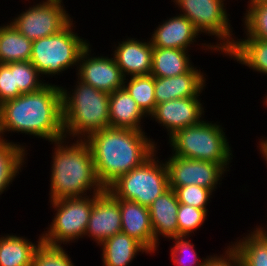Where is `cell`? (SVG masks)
Segmentation results:
<instances>
[{
  "instance_id": "6da1fadb",
  "label": "cell",
  "mask_w": 267,
  "mask_h": 266,
  "mask_svg": "<svg viewBox=\"0 0 267 266\" xmlns=\"http://www.w3.org/2000/svg\"><path fill=\"white\" fill-rule=\"evenodd\" d=\"M10 132L49 143L64 139L61 87L48 80L38 91L3 102L0 105V140L10 141L6 139V133Z\"/></svg>"
},
{
  "instance_id": "7a4b0ae2",
  "label": "cell",
  "mask_w": 267,
  "mask_h": 266,
  "mask_svg": "<svg viewBox=\"0 0 267 266\" xmlns=\"http://www.w3.org/2000/svg\"><path fill=\"white\" fill-rule=\"evenodd\" d=\"M146 134L134 129L107 127L84 140L90 148L97 178L105 189L156 151L157 142Z\"/></svg>"
},
{
  "instance_id": "3957f363",
  "label": "cell",
  "mask_w": 267,
  "mask_h": 266,
  "mask_svg": "<svg viewBox=\"0 0 267 266\" xmlns=\"http://www.w3.org/2000/svg\"><path fill=\"white\" fill-rule=\"evenodd\" d=\"M52 144L49 201L100 194L106 190L97 178L90 148L84 140L64 138Z\"/></svg>"
},
{
  "instance_id": "277c9868",
  "label": "cell",
  "mask_w": 267,
  "mask_h": 266,
  "mask_svg": "<svg viewBox=\"0 0 267 266\" xmlns=\"http://www.w3.org/2000/svg\"><path fill=\"white\" fill-rule=\"evenodd\" d=\"M74 88L61 87L64 136L85 140L89 135L109 127L110 93L95 89L77 79Z\"/></svg>"
},
{
  "instance_id": "5b68a950",
  "label": "cell",
  "mask_w": 267,
  "mask_h": 266,
  "mask_svg": "<svg viewBox=\"0 0 267 266\" xmlns=\"http://www.w3.org/2000/svg\"><path fill=\"white\" fill-rule=\"evenodd\" d=\"M219 123L204 119L198 124L177 131L168 138L167 144L172 155L220 164L229 172L233 150L224 132L225 128Z\"/></svg>"
},
{
  "instance_id": "8992f818",
  "label": "cell",
  "mask_w": 267,
  "mask_h": 266,
  "mask_svg": "<svg viewBox=\"0 0 267 266\" xmlns=\"http://www.w3.org/2000/svg\"><path fill=\"white\" fill-rule=\"evenodd\" d=\"M178 14L187 17L200 34L214 36L216 42L197 43L199 49L216 51L223 56L234 46L237 36L231 27L230 14L227 13L226 0H171ZM235 35V36H234Z\"/></svg>"
},
{
  "instance_id": "52a82bcc",
  "label": "cell",
  "mask_w": 267,
  "mask_h": 266,
  "mask_svg": "<svg viewBox=\"0 0 267 266\" xmlns=\"http://www.w3.org/2000/svg\"><path fill=\"white\" fill-rule=\"evenodd\" d=\"M73 21L60 32L33 41L30 62L42 78L55 77L70 68L77 70L79 57L90 42L75 32Z\"/></svg>"
},
{
  "instance_id": "ba28073f",
  "label": "cell",
  "mask_w": 267,
  "mask_h": 266,
  "mask_svg": "<svg viewBox=\"0 0 267 266\" xmlns=\"http://www.w3.org/2000/svg\"><path fill=\"white\" fill-rule=\"evenodd\" d=\"M159 147L140 166L119 176L106 190L115 199L134 201L149 207L169 189L168 170L165 161L158 157Z\"/></svg>"
},
{
  "instance_id": "9c48e42d",
  "label": "cell",
  "mask_w": 267,
  "mask_h": 266,
  "mask_svg": "<svg viewBox=\"0 0 267 266\" xmlns=\"http://www.w3.org/2000/svg\"><path fill=\"white\" fill-rule=\"evenodd\" d=\"M49 203L55 215L51 224L45 228L47 230L41 233L42 243L49 246H70V243L84 238L93 207V194L62 198Z\"/></svg>"
},
{
  "instance_id": "30bf717a",
  "label": "cell",
  "mask_w": 267,
  "mask_h": 266,
  "mask_svg": "<svg viewBox=\"0 0 267 266\" xmlns=\"http://www.w3.org/2000/svg\"><path fill=\"white\" fill-rule=\"evenodd\" d=\"M63 3V0L33 2V5L9 22L31 41L54 35L73 20Z\"/></svg>"
},
{
  "instance_id": "8fae6325",
  "label": "cell",
  "mask_w": 267,
  "mask_h": 266,
  "mask_svg": "<svg viewBox=\"0 0 267 266\" xmlns=\"http://www.w3.org/2000/svg\"><path fill=\"white\" fill-rule=\"evenodd\" d=\"M167 170L169 188L175 189L190 184L210 189L215 193L220 187L227 171L220 165L209 161L189 159L170 154L164 159ZM218 186V187H217Z\"/></svg>"
},
{
  "instance_id": "7c38bea8",
  "label": "cell",
  "mask_w": 267,
  "mask_h": 266,
  "mask_svg": "<svg viewBox=\"0 0 267 266\" xmlns=\"http://www.w3.org/2000/svg\"><path fill=\"white\" fill-rule=\"evenodd\" d=\"M91 48L93 47L89 44L79 57L76 79L108 93L123 88L125 77L117 66L115 58L109 55L103 56L104 54L96 56V53L92 54Z\"/></svg>"
},
{
  "instance_id": "4fadbf2b",
  "label": "cell",
  "mask_w": 267,
  "mask_h": 266,
  "mask_svg": "<svg viewBox=\"0 0 267 266\" xmlns=\"http://www.w3.org/2000/svg\"><path fill=\"white\" fill-rule=\"evenodd\" d=\"M201 100L200 97H187L157 104L148 119L155 120L170 138L177 131L204 120L206 109Z\"/></svg>"
},
{
  "instance_id": "5bb4252c",
  "label": "cell",
  "mask_w": 267,
  "mask_h": 266,
  "mask_svg": "<svg viewBox=\"0 0 267 266\" xmlns=\"http://www.w3.org/2000/svg\"><path fill=\"white\" fill-rule=\"evenodd\" d=\"M121 233V211L119 202L107 191L93 194L85 236L100 246L106 239Z\"/></svg>"
},
{
  "instance_id": "9a60e30c",
  "label": "cell",
  "mask_w": 267,
  "mask_h": 266,
  "mask_svg": "<svg viewBox=\"0 0 267 266\" xmlns=\"http://www.w3.org/2000/svg\"><path fill=\"white\" fill-rule=\"evenodd\" d=\"M117 44L114 42L111 56L115 58L125 78L150 75L152 68L153 47L150 38L141 40L128 37ZM114 48V49H113Z\"/></svg>"
},
{
  "instance_id": "2e32d148",
  "label": "cell",
  "mask_w": 267,
  "mask_h": 266,
  "mask_svg": "<svg viewBox=\"0 0 267 266\" xmlns=\"http://www.w3.org/2000/svg\"><path fill=\"white\" fill-rule=\"evenodd\" d=\"M152 34V35H151ZM152 47L174 48L190 51L199 40L200 33L185 16L176 14L162 20L150 33Z\"/></svg>"
},
{
  "instance_id": "e0dca14e",
  "label": "cell",
  "mask_w": 267,
  "mask_h": 266,
  "mask_svg": "<svg viewBox=\"0 0 267 266\" xmlns=\"http://www.w3.org/2000/svg\"><path fill=\"white\" fill-rule=\"evenodd\" d=\"M206 73L194 66L189 72L174 77H155L156 105L178 98L201 97L206 87Z\"/></svg>"
},
{
  "instance_id": "ac0fdd59",
  "label": "cell",
  "mask_w": 267,
  "mask_h": 266,
  "mask_svg": "<svg viewBox=\"0 0 267 266\" xmlns=\"http://www.w3.org/2000/svg\"><path fill=\"white\" fill-rule=\"evenodd\" d=\"M121 211V232L140 242L150 255L158 251L159 244L154 239L148 207L137 202L116 199Z\"/></svg>"
},
{
  "instance_id": "d6986e66",
  "label": "cell",
  "mask_w": 267,
  "mask_h": 266,
  "mask_svg": "<svg viewBox=\"0 0 267 266\" xmlns=\"http://www.w3.org/2000/svg\"><path fill=\"white\" fill-rule=\"evenodd\" d=\"M179 201L174 189L169 188L148 207L155 241L160 237L170 239L178 236L177 212Z\"/></svg>"
},
{
  "instance_id": "ffe728a7",
  "label": "cell",
  "mask_w": 267,
  "mask_h": 266,
  "mask_svg": "<svg viewBox=\"0 0 267 266\" xmlns=\"http://www.w3.org/2000/svg\"><path fill=\"white\" fill-rule=\"evenodd\" d=\"M145 118L148 116L124 88L110 93L109 127L145 131L142 122Z\"/></svg>"
},
{
  "instance_id": "44dd1931",
  "label": "cell",
  "mask_w": 267,
  "mask_h": 266,
  "mask_svg": "<svg viewBox=\"0 0 267 266\" xmlns=\"http://www.w3.org/2000/svg\"><path fill=\"white\" fill-rule=\"evenodd\" d=\"M99 248L102 266H129L140 253L150 254L140 242L122 232L106 239Z\"/></svg>"
},
{
  "instance_id": "7402d4cb",
  "label": "cell",
  "mask_w": 267,
  "mask_h": 266,
  "mask_svg": "<svg viewBox=\"0 0 267 266\" xmlns=\"http://www.w3.org/2000/svg\"><path fill=\"white\" fill-rule=\"evenodd\" d=\"M229 244L240 256L243 266H267V228L256 225Z\"/></svg>"
},
{
  "instance_id": "603a6c76",
  "label": "cell",
  "mask_w": 267,
  "mask_h": 266,
  "mask_svg": "<svg viewBox=\"0 0 267 266\" xmlns=\"http://www.w3.org/2000/svg\"><path fill=\"white\" fill-rule=\"evenodd\" d=\"M38 237L35 243L13 233L0 235V266H32L33 255L42 243V235Z\"/></svg>"
},
{
  "instance_id": "cb8c5ba5",
  "label": "cell",
  "mask_w": 267,
  "mask_h": 266,
  "mask_svg": "<svg viewBox=\"0 0 267 266\" xmlns=\"http://www.w3.org/2000/svg\"><path fill=\"white\" fill-rule=\"evenodd\" d=\"M253 72L267 76V41L252 37L236 38L234 46L225 54Z\"/></svg>"
},
{
  "instance_id": "d4e9b609",
  "label": "cell",
  "mask_w": 267,
  "mask_h": 266,
  "mask_svg": "<svg viewBox=\"0 0 267 266\" xmlns=\"http://www.w3.org/2000/svg\"><path fill=\"white\" fill-rule=\"evenodd\" d=\"M189 52L182 49L153 47L151 75L174 77L189 72L194 67Z\"/></svg>"
},
{
  "instance_id": "484cf974",
  "label": "cell",
  "mask_w": 267,
  "mask_h": 266,
  "mask_svg": "<svg viewBox=\"0 0 267 266\" xmlns=\"http://www.w3.org/2000/svg\"><path fill=\"white\" fill-rule=\"evenodd\" d=\"M26 144L0 140V196L22 172L26 165L28 150ZM22 168V169H21Z\"/></svg>"
},
{
  "instance_id": "4316f807",
  "label": "cell",
  "mask_w": 267,
  "mask_h": 266,
  "mask_svg": "<svg viewBox=\"0 0 267 266\" xmlns=\"http://www.w3.org/2000/svg\"><path fill=\"white\" fill-rule=\"evenodd\" d=\"M5 24L0 25V63L30 61L33 41L21 34L11 22Z\"/></svg>"
},
{
  "instance_id": "83f0119b",
  "label": "cell",
  "mask_w": 267,
  "mask_h": 266,
  "mask_svg": "<svg viewBox=\"0 0 267 266\" xmlns=\"http://www.w3.org/2000/svg\"><path fill=\"white\" fill-rule=\"evenodd\" d=\"M129 78V79H128ZM123 88L137 102L140 109L149 117L156 106L155 77L153 75H140L125 78Z\"/></svg>"
},
{
  "instance_id": "f1b7e54d",
  "label": "cell",
  "mask_w": 267,
  "mask_h": 266,
  "mask_svg": "<svg viewBox=\"0 0 267 266\" xmlns=\"http://www.w3.org/2000/svg\"><path fill=\"white\" fill-rule=\"evenodd\" d=\"M242 20L245 36L267 41V3L247 4Z\"/></svg>"
},
{
  "instance_id": "f546056e",
  "label": "cell",
  "mask_w": 267,
  "mask_h": 266,
  "mask_svg": "<svg viewBox=\"0 0 267 266\" xmlns=\"http://www.w3.org/2000/svg\"><path fill=\"white\" fill-rule=\"evenodd\" d=\"M189 238V236H177L168 239V241L173 240V246L170 248L171 261L176 266H204L211 254L206 258H200L195 251L196 248L192 239Z\"/></svg>"
},
{
  "instance_id": "4dcf8cb0",
  "label": "cell",
  "mask_w": 267,
  "mask_h": 266,
  "mask_svg": "<svg viewBox=\"0 0 267 266\" xmlns=\"http://www.w3.org/2000/svg\"><path fill=\"white\" fill-rule=\"evenodd\" d=\"M41 77L37 68L30 61L14 62L15 86H18L22 94L38 91L45 86L48 82Z\"/></svg>"
},
{
  "instance_id": "1f68e13d",
  "label": "cell",
  "mask_w": 267,
  "mask_h": 266,
  "mask_svg": "<svg viewBox=\"0 0 267 266\" xmlns=\"http://www.w3.org/2000/svg\"><path fill=\"white\" fill-rule=\"evenodd\" d=\"M208 211L179 203L177 212L178 236L191 237L205 224Z\"/></svg>"
},
{
  "instance_id": "d6a6232c",
  "label": "cell",
  "mask_w": 267,
  "mask_h": 266,
  "mask_svg": "<svg viewBox=\"0 0 267 266\" xmlns=\"http://www.w3.org/2000/svg\"><path fill=\"white\" fill-rule=\"evenodd\" d=\"M63 247L41 243L33 255L32 266H75Z\"/></svg>"
},
{
  "instance_id": "836d02e7",
  "label": "cell",
  "mask_w": 267,
  "mask_h": 266,
  "mask_svg": "<svg viewBox=\"0 0 267 266\" xmlns=\"http://www.w3.org/2000/svg\"><path fill=\"white\" fill-rule=\"evenodd\" d=\"M174 191L179 203L204 210H208L207 206L211 202L212 196H214L210 189L194 184L177 187Z\"/></svg>"
},
{
  "instance_id": "e575fe53",
  "label": "cell",
  "mask_w": 267,
  "mask_h": 266,
  "mask_svg": "<svg viewBox=\"0 0 267 266\" xmlns=\"http://www.w3.org/2000/svg\"><path fill=\"white\" fill-rule=\"evenodd\" d=\"M22 93L15 86L14 62L0 63V105L8 100L15 99Z\"/></svg>"
},
{
  "instance_id": "d590c367",
  "label": "cell",
  "mask_w": 267,
  "mask_h": 266,
  "mask_svg": "<svg viewBox=\"0 0 267 266\" xmlns=\"http://www.w3.org/2000/svg\"><path fill=\"white\" fill-rule=\"evenodd\" d=\"M260 141L257 142L259 143L257 145V148H259L258 150L260 151L259 153L261 154V158L264 159V161L266 162L267 164V137H263L259 139ZM267 166V165H266Z\"/></svg>"
},
{
  "instance_id": "8d00e7d4",
  "label": "cell",
  "mask_w": 267,
  "mask_h": 266,
  "mask_svg": "<svg viewBox=\"0 0 267 266\" xmlns=\"http://www.w3.org/2000/svg\"><path fill=\"white\" fill-rule=\"evenodd\" d=\"M248 4H262V3H267V0H248Z\"/></svg>"
},
{
  "instance_id": "74e56055",
  "label": "cell",
  "mask_w": 267,
  "mask_h": 266,
  "mask_svg": "<svg viewBox=\"0 0 267 266\" xmlns=\"http://www.w3.org/2000/svg\"><path fill=\"white\" fill-rule=\"evenodd\" d=\"M264 100L262 101L263 105L267 108V94H265V97H263Z\"/></svg>"
}]
</instances>
